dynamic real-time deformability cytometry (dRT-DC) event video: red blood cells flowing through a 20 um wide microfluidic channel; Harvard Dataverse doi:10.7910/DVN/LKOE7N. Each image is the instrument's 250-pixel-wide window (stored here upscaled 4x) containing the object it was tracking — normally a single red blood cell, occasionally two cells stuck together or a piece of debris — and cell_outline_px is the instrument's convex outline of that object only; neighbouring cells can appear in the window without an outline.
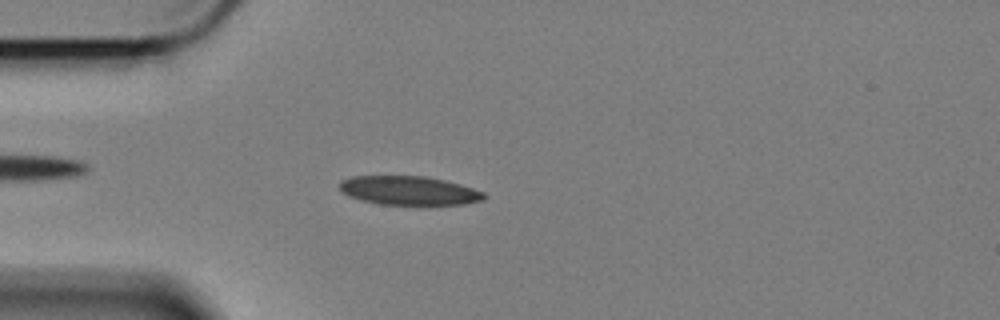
{"species": "Egyptian fruit bat (a non-hibernating species)", "species_latin": "Rousettus aegyptiacus", "temperature_condition": "cold", "stored_images_in_passage": 10, "camera_frame_rate_fps": 3000, "um_per_image_px": 0.085, "animal": {"sex": "female"}, "frame": {"image": 1, "passage_image": 6, "time_ms": 1.667, "image_size_px": [1000, 320], "cell_outline_px": [[488, 196], [484, 200], [464, 204], [424, 208], [420, 208], [380, 204], [360, 200], [348, 196], [340, 192], [340, 180], [352, 176], [424, 176], [444, 180], [460, 184], [484, 192]], "centroid_in_image_um": [34.8, 16.26], "position_along_channel_um": 50.2, "area_um2": 25.61}}